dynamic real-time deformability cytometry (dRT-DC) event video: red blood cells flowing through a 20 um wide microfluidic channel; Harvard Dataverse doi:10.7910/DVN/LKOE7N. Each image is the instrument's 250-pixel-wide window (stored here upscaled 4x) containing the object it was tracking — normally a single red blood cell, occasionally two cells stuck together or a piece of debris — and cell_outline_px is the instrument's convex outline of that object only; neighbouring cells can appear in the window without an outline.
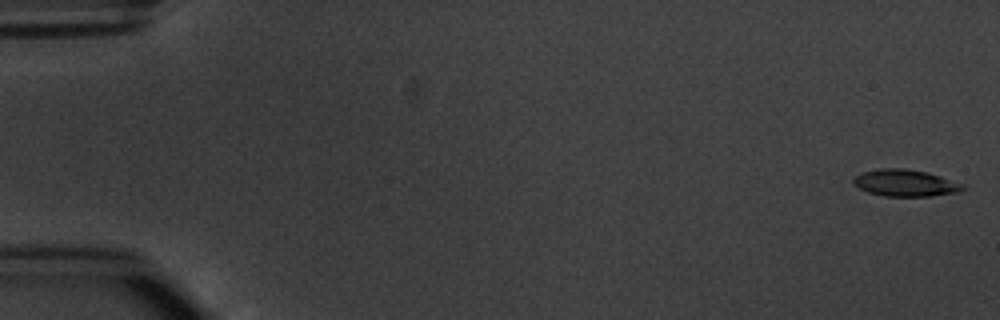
{"species": "common noctule bat (a hibernating species)", "species_latin": "Nyctalus noctula", "temperature_condition": "warm", "stored_images_in_passage": 6, "camera_frame_rate_fps": 3000, "um_per_image_px": 0.085, "animal": {"sex": "male", "body_mass_g": 20.1, "forearm_length_mm": 53.5}, "frame": {"image": 1, "passage_image": 1, "time_ms": 0.0, "image_size_px": [1000, 320], "cell_outline_px": [[968, 188], [960, 192], [928, 196], [884, 196], [868, 192], [852, 184], [852, 180], [856, 176], [864, 172], [880, 168], [904, 168], [928, 172], [964, 184]], "centroid_in_image_um": [76.99, 15.55], "position_along_channel_um": 8.0, "area_um2": 17.17}}